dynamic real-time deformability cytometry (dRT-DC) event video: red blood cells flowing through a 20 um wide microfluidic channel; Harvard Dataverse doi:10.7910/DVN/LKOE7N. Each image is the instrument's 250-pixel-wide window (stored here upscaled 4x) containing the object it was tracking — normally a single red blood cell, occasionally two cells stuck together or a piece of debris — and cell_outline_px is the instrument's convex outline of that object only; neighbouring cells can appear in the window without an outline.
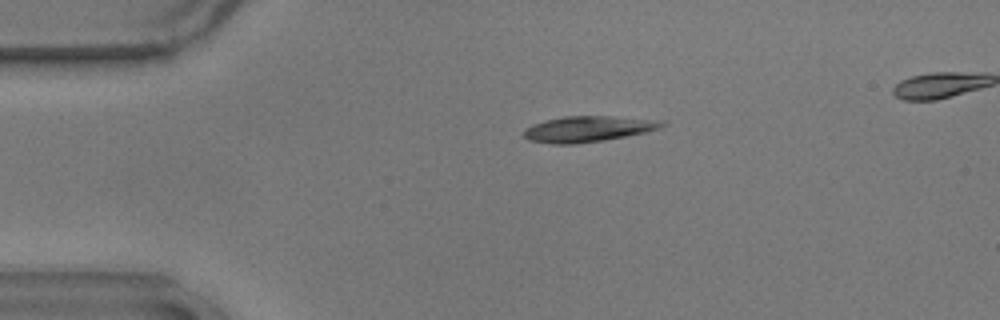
{"species": "common noctule bat (a hibernating species)", "species_latin": "Nyctalus noctula", "temperature_condition": "warm", "stored_images_in_passage": 39, "camera_frame_rate_fps": 3000, "um_per_image_px": 0.085, "animal": {"sex": "male", "body_mass_g": 17.9}, "frame": {"image": 1, "passage_image": 2, "time_ms": 0.333, "image_size_px": [1000, 320], "cell_outline_px": [[668, 124], [660, 128], [644, 132], [604, 140], [576, 144], [552, 144], [528, 140], [524, 136], [524, 132], [532, 124], [544, 120], [564, 116], [608, 116], [664, 120]], "centroid_in_image_um": [50.0, 10.95], "position_along_channel_um": 35.0, "area_um2": 20.75}}
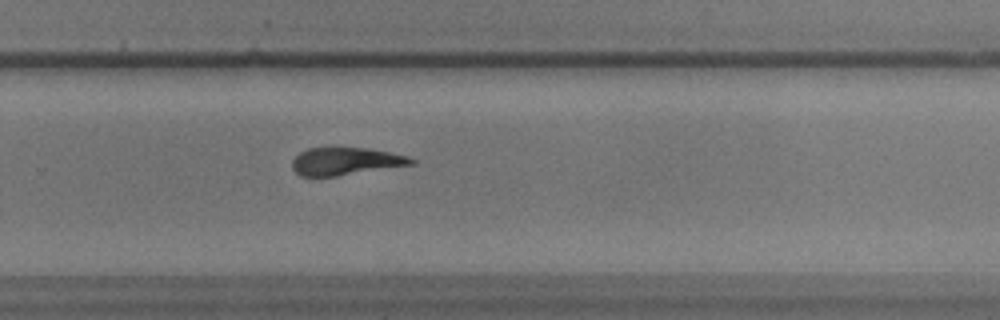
{"frame": {"image": 2, "passage_image": 27, "time_ms": 8.667, "image_size_px": [1000, 320], "cell_outline_px": [[416, 164], [336, 176], [300, 176], [292, 168], [292, 160], [300, 152], [308, 148], [332, 144], [336, 144], [368, 148], [408, 156], [416, 160]], "centroid_in_image_um": [29.36, 13.65], "position_along_channel_um": 300.4, "area_um2": 20.0}}
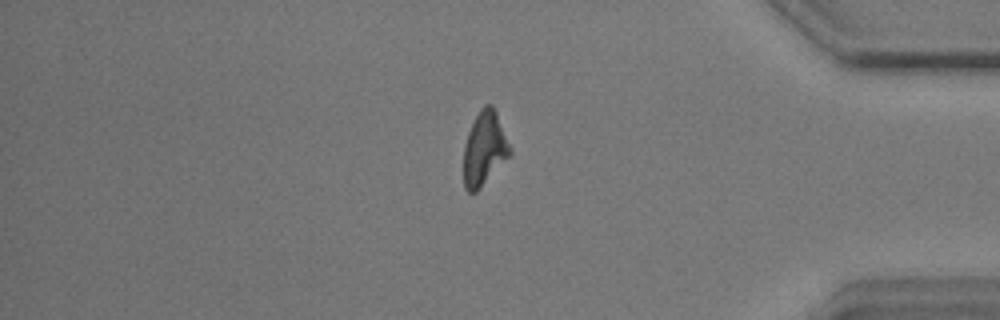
{"frame": {"image": 3, "passage_image": 37, "time_ms": 12.0, "image_size_px": [1000, 320], "cell_outline_px": [[512, 156], [476, 192], [468, 192], [464, 188], [464, 144], [468, 132], [480, 108], [484, 104], [492, 104], [496, 112], [512, 148]], "centroid_in_image_um": [41.2, 12.65], "position_along_channel_um": 394.0, "area_um2": 20.23}}